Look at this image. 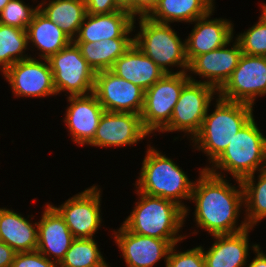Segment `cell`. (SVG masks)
<instances>
[{
	"label": "cell",
	"instance_id": "1",
	"mask_svg": "<svg viewBox=\"0 0 266 267\" xmlns=\"http://www.w3.org/2000/svg\"><path fill=\"white\" fill-rule=\"evenodd\" d=\"M199 177L194 182L190 202L195 204L194 222L196 227L212 235L233 234L248 228L246 221L238 219L244 207L242 182L235 185L225 177L199 168ZM236 186V187H235Z\"/></svg>",
	"mask_w": 266,
	"mask_h": 267
},
{
	"label": "cell",
	"instance_id": "2",
	"mask_svg": "<svg viewBox=\"0 0 266 267\" xmlns=\"http://www.w3.org/2000/svg\"><path fill=\"white\" fill-rule=\"evenodd\" d=\"M138 201L122 225L130 232L168 240L172 245L182 242L186 235H179L185 224V210L177 203L158 196H151L137 189Z\"/></svg>",
	"mask_w": 266,
	"mask_h": 267
},
{
	"label": "cell",
	"instance_id": "3",
	"mask_svg": "<svg viewBox=\"0 0 266 267\" xmlns=\"http://www.w3.org/2000/svg\"><path fill=\"white\" fill-rule=\"evenodd\" d=\"M217 98L212 113L209 108L198 133L193 137V148L202 151L212 164L228 147L234 136L254 117L253 106Z\"/></svg>",
	"mask_w": 266,
	"mask_h": 267
},
{
	"label": "cell",
	"instance_id": "4",
	"mask_svg": "<svg viewBox=\"0 0 266 267\" xmlns=\"http://www.w3.org/2000/svg\"><path fill=\"white\" fill-rule=\"evenodd\" d=\"M147 146L138 180L135 181L134 186L139 192L177 203L185 210V218H187L190 209L184 205L183 200L190 201L195 181L189 179L174 160L166 157L151 144Z\"/></svg>",
	"mask_w": 266,
	"mask_h": 267
},
{
	"label": "cell",
	"instance_id": "5",
	"mask_svg": "<svg viewBox=\"0 0 266 267\" xmlns=\"http://www.w3.org/2000/svg\"><path fill=\"white\" fill-rule=\"evenodd\" d=\"M204 169L226 178L224 173L227 172L235 181H242L256 174V171L266 169V137L254 117L234 136L226 150L212 165L209 164Z\"/></svg>",
	"mask_w": 266,
	"mask_h": 267
},
{
	"label": "cell",
	"instance_id": "6",
	"mask_svg": "<svg viewBox=\"0 0 266 267\" xmlns=\"http://www.w3.org/2000/svg\"><path fill=\"white\" fill-rule=\"evenodd\" d=\"M137 21L140 31L133 37L134 44L166 74L188 72L186 40L182 41L168 23H160L147 16L137 17ZM173 66L180 70L172 71Z\"/></svg>",
	"mask_w": 266,
	"mask_h": 267
},
{
	"label": "cell",
	"instance_id": "7",
	"mask_svg": "<svg viewBox=\"0 0 266 267\" xmlns=\"http://www.w3.org/2000/svg\"><path fill=\"white\" fill-rule=\"evenodd\" d=\"M190 80L187 72L165 74L160 80L145 90L142 124L152 136L169 124L184 85ZM152 133V134H151Z\"/></svg>",
	"mask_w": 266,
	"mask_h": 267
},
{
	"label": "cell",
	"instance_id": "8",
	"mask_svg": "<svg viewBox=\"0 0 266 267\" xmlns=\"http://www.w3.org/2000/svg\"><path fill=\"white\" fill-rule=\"evenodd\" d=\"M48 62L57 95L61 92H66V96L93 93L96 73L73 41L52 55Z\"/></svg>",
	"mask_w": 266,
	"mask_h": 267
},
{
	"label": "cell",
	"instance_id": "9",
	"mask_svg": "<svg viewBox=\"0 0 266 267\" xmlns=\"http://www.w3.org/2000/svg\"><path fill=\"white\" fill-rule=\"evenodd\" d=\"M216 94L218 95V90L214 86L189 80L184 85L174 106L169 124L161 133L184 132L191 141L200 130L207 110L211 106V101L216 98L214 96Z\"/></svg>",
	"mask_w": 266,
	"mask_h": 267
},
{
	"label": "cell",
	"instance_id": "10",
	"mask_svg": "<svg viewBox=\"0 0 266 267\" xmlns=\"http://www.w3.org/2000/svg\"><path fill=\"white\" fill-rule=\"evenodd\" d=\"M265 95L266 57L243 53L231 77L218 90V96L253 106L256 97Z\"/></svg>",
	"mask_w": 266,
	"mask_h": 267
},
{
	"label": "cell",
	"instance_id": "11",
	"mask_svg": "<svg viewBox=\"0 0 266 267\" xmlns=\"http://www.w3.org/2000/svg\"><path fill=\"white\" fill-rule=\"evenodd\" d=\"M101 188L93 185L70 197L61 205H52L63 217L74 238H94L102 224ZM101 193V194H100Z\"/></svg>",
	"mask_w": 266,
	"mask_h": 267
},
{
	"label": "cell",
	"instance_id": "12",
	"mask_svg": "<svg viewBox=\"0 0 266 267\" xmlns=\"http://www.w3.org/2000/svg\"><path fill=\"white\" fill-rule=\"evenodd\" d=\"M9 83L13 96L45 98L57 95L53 74L47 59L30 57L18 61L3 74Z\"/></svg>",
	"mask_w": 266,
	"mask_h": 267
},
{
	"label": "cell",
	"instance_id": "13",
	"mask_svg": "<svg viewBox=\"0 0 266 267\" xmlns=\"http://www.w3.org/2000/svg\"><path fill=\"white\" fill-rule=\"evenodd\" d=\"M93 93L105 111L139 115L142 113L145 91L111 70L95 74Z\"/></svg>",
	"mask_w": 266,
	"mask_h": 267
},
{
	"label": "cell",
	"instance_id": "14",
	"mask_svg": "<svg viewBox=\"0 0 266 267\" xmlns=\"http://www.w3.org/2000/svg\"><path fill=\"white\" fill-rule=\"evenodd\" d=\"M150 134L139 114L104 111L93 140L87 146L110 148L139 143Z\"/></svg>",
	"mask_w": 266,
	"mask_h": 267
},
{
	"label": "cell",
	"instance_id": "15",
	"mask_svg": "<svg viewBox=\"0 0 266 267\" xmlns=\"http://www.w3.org/2000/svg\"><path fill=\"white\" fill-rule=\"evenodd\" d=\"M233 41L232 39L221 48L196 56L189 63L188 74L190 80L212 85L219 90L231 77L243 54L239 42L236 39ZM230 43H232V46ZM191 74H196V76H200L199 78L202 77L203 81L194 79Z\"/></svg>",
	"mask_w": 266,
	"mask_h": 267
},
{
	"label": "cell",
	"instance_id": "16",
	"mask_svg": "<svg viewBox=\"0 0 266 267\" xmlns=\"http://www.w3.org/2000/svg\"><path fill=\"white\" fill-rule=\"evenodd\" d=\"M112 232L127 267H154L162 258L166 266L168 253L172 247L168 240L138 235L128 231L123 225Z\"/></svg>",
	"mask_w": 266,
	"mask_h": 267
},
{
	"label": "cell",
	"instance_id": "17",
	"mask_svg": "<svg viewBox=\"0 0 266 267\" xmlns=\"http://www.w3.org/2000/svg\"><path fill=\"white\" fill-rule=\"evenodd\" d=\"M69 102L63 122L68 128L72 142L85 146L95 135L104 109L94 93L67 96Z\"/></svg>",
	"mask_w": 266,
	"mask_h": 267
},
{
	"label": "cell",
	"instance_id": "18",
	"mask_svg": "<svg viewBox=\"0 0 266 267\" xmlns=\"http://www.w3.org/2000/svg\"><path fill=\"white\" fill-rule=\"evenodd\" d=\"M196 19L186 40V56L190 63L196 56L221 48L234 38V23L228 19L213 18V11Z\"/></svg>",
	"mask_w": 266,
	"mask_h": 267
},
{
	"label": "cell",
	"instance_id": "19",
	"mask_svg": "<svg viewBox=\"0 0 266 267\" xmlns=\"http://www.w3.org/2000/svg\"><path fill=\"white\" fill-rule=\"evenodd\" d=\"M44 207L41 219L37 222V251L60 264L75 238L52 204L47 202Z\"/></svg>",
	"mask_w": 266,
	"mask_h": 267
},
{
	"label": "cell",
	"instance_id": "20",
	"mask_svg": "<svg viewBox=\"0 0 266 267\" xmlns=\"http://www.w3.org/2000/svg\"><path fill=\"white\" fill-rule=\"evenodd\" d=\"M136 18L128 11L120 10L110 14L85 15L77 37L73 42H96L112 38H132Z\"/></svg>",
	"mask_w": 266,
	"mask_h": 267
},
{
	"label": "cell",
	"instance_id": "21",
	"mask_svg": "<svg viewBox=\"0 0 266 267\" xmlns=\"http://www.w3.org/2000/svg\"><path fill=\"white\" fill-rule=\"evenodd\" d=\"M248 227L243 231L233 234L212 235L215 239L212 246L205 250L202 247L205 267H245L248 263L249 251L255 250L259 244L249 245Z\"/></svg>",
	"mask_w": 266,
	"mask_h": 267
},
{
	"label": "cell",
	"instance_id": "22",
	"mask_svg": "<svg viewBox=\"0 0 266 267\" xmlns=\"http://www.w3.org/2000/svg\"><path fill=\"white\" fill-rule=\"evenodd\" d=\"M110 70L120 78L141 87L144 91L166 74L135 44L115 61Z\"/></svg>",
	"mask_w": 266,
	"mask_h": 267
},
{
	"label": "cell",
	"instance_id": "23",
	"mask_svg": "<svg viewBox=\"0 0 266 267\" xmlns=\"http://www.w3.org/2000/svg\"><path fill=\"white\" fill-rule=\"evenodd\" d=\"M12 209L0 208V240L16 252L37 250L38 223Z\"/></svg>",
	"mask_w": 266,
	"mask_h": 267
},
{
	"label": "cell",
	"instance_id": "24",
	"mask_svg": "<svg viewBox=\"0 0 266 267\" xmlns=\"http://www.w3.org/2000/svg\"><path fill=\"white\" fill-rule=\"evenodd\" d=\"M28 45L39 51V59H49L58 51L67 47L72 40L62 29L43 15L39 10L35 13L27 28Z\"/></svg>",
	"mask_w": 266,
	"mask_h": 267
},
{
	"label": "cell",
	"instance_id": "25",
	"mask_svg": "<svg viewBox=\"0 0 266 267\" xmlns=\"http://www.w3.org/2000/svg\"><path fill=\"white\" fill-rule=\"evenodd\" d=\"M215 0H158L147 16L160 23L186 22L206 16L215 8Z\"/></svg>",
	"mask_w": 266,
	"mask_h": 267
},
{
	"label": "cell",
	"instance_id": "26",
	"mask_svg": "<svg viewBox=\"0 0 266 267\" xmlns=\"http://www.w3.org/2000/svg\"><path fill=\"white\" fill-rule=\"evenodd\" d=\"M38 8L72 41L77 37L87 14L85 0H43L38 4Z\"/></svg>",
	"mask_w": 266,
	"mask_h": 267
},
{
	"label": "cell",
	"instance_id": "27",
	"mask_svg": "<svg viewBox=\"0 0 266 267\" xmlns=\"http://www.w3.org/2000/svg\"><path fill=\"white\" fill-rule=\"evenodd\" d=\"M83 58L95 71L110 70L115 61L134 44V38H112L99 42H74Z\"/></svg>",
	"mask_w": 266,
	"mask_h": 267
},
{
	"label": "cell",
	"instance_id": "28",
	"mask_svg": "<svg viewBox=\"0 0 266 267\" xmlns=\"http://www.w3.org/2000/svg\"><path fill=\"white\" fill-rule=\"evenodd\" d=\"M257 174V179L253 174L241 181L244 191V220L251 228L266 218V169Z\"/></svg>",
	"mask_w": 266,
	"mask_h": 267
},
{
	"label": "cell",
	"instance_id": "29",
	"mask_svg": "<svg viewBox=\"0 0 266 267\" xmlns=\"http://www.w3.org/2000/svg\"><path fill=\"white\" fill-rule=\"evenodd\" d=\"M26 30L0 24V71L3 74L14 63L30 58Z\"/></svg>",
	"mask_w": 266,
	"mask_h": 267
},
{
	"label": "cell",
	"instance_id": "30",
	"mask_svg": "<svg viewBox=\"0 0 266 267\" xmlns=\"http://www.w3.org/2000/svg\"><path fill=\"white\" fill-rule=\"evenodd\" d=\"M94 238H75L59 267H110Z\"/></svg>",
	"mask_w": 266,
	"mask_h": 267
},
{
	"label": "cell",
	"instance_id": "31",
	"mask_svg": "<svg viewBox=\"0 0 266 267\" xmlns=\"http://www.w3.org/2000/svg\"><path fill=\"white\" fill-rule=\"evenodd\" d=\"M260 7L259 21L235 38L244 54L266 57V4L261 3Z\"/></svg>",
	"mask_w": 266,
	"mask_h": 267
},
{
	"label": "cell",
	"instance_id": "32",
	"mask_svg": "<svg viewBox=\"0 0 266 267\" xmlns=\"http://www.w3.org/2000/svg\"><path fill=\"white\" fill-rule=\"evenodd\" d=\"M25 4L23 0H10L0 12V24L27 30L35 13L39 10L38 5L33 8Z\"/></svg>",
	"mask_w": 266,
	"mask_h": 267
},
{
	"label": "cell",
	"instance_id": "33",
	"mask_svg": "<svg viewBox=\"0 0 266 267\" xmlns=\"http://www.w3.org/2000/svg\"><path fill=\"white\" fill-rule=\"evenodd\" d=\"M177 244L172 245L169 250L165 267H205V259L202 246L192 249L177 251Z\"/></svg>",
	"mask_w": 266,
	"mask_h": 267
},
{
	"label": "cell",
	"instance_id": "34",
	"mask_svg": "<svg viewBox=\"0 0 266 267\" xmlns=\"http://www.w3.org/2000/svg\"><path fill=\"white\" fill-rule=\"evenodd\" d=\"M11 267H59V264L49 260L39 251L17 252Z\"/></svg>",
	"mask_w": 266,
	"mask_h": 267
},
{
	"label": "cell",
	"instance_id": "35",
	"mask_svg": "<svg viewBox=\"0 0 266 267\" xmlns=\"http://www.w3.org/2000/svg\"><path fill=\"white\" fill-rule=\"evenodd\" d=\"M89 14H110L122 10L115 0H85Z\"/></svg>",
	"mask_w": 266,
	"mask_h": 267
},
{
	"label": "cell",
	"instance_id": "36",
	"mask_svg": "<svg viewBox=\"0 0 266 267\" xmlns=\"http://www.w3.org/2000/svg\"><path fill=\"white\" fill-rule=\"evenodd\" d=\"M157 3L158 0H133V17L148 16Z\"/></svg>",
	"mask_w": 266,
	"mask_h": 267
},
{
	"label": "cell",
	"instance_id": "37",
	"mask_svg": "<svg viewBox=\"0 0 266 267\" xmlns=\"http://www.w3.org/2000/svg\"><path fill=\"white\" fill-rule=\"evenodd\" d=\"M16 253L10 246L0 240V267H11Z\"/></svg>",
	"mask_w": 266,
	"mask_h": 267
},
{
	"label": "cell",
	"instance_id": "38",
	"mask_svg": "<svg viewBox=\"0 0 266 267\" xmlns=\"http://www.w3.org/2000/svg\"><path fill=\"white\" fill-rule=\"evenodd\" d=\"M260 245L253 251L255 257L246 267H266V254L261 250Z\"/></svg>",
	"mask_w": 266,
	"mask_h": 267
},
{
	"label": "cell",
	"instance_id": "39",
	"mask_svg": "<svg viewBox=\"0 0 266 267\" xmlns=\"http://www.w3.org/2000/svg\"><path fill=\"white\" fill-rule=\"evenodd\" d=\"M116 4L125 11H128L133 16V0H115Z\"/></svg>",
	"mask_w": 266,
	"mask_h": 267
},
{
	"label": "cell",
	"instance_id": "40",
	"mask_svg": "<svg viewBox=\"0 0 266 267\" xmlns=\"http://www.w3.org/2000/svg\"><path fill=\"white\" fill-rule=\"evenodd\" d=\"M10 0H0V12L3 10V8L8 4Z\"/></svg>",
	"mask_w": 266,
	"mask_h": 267
}]
</instances>
